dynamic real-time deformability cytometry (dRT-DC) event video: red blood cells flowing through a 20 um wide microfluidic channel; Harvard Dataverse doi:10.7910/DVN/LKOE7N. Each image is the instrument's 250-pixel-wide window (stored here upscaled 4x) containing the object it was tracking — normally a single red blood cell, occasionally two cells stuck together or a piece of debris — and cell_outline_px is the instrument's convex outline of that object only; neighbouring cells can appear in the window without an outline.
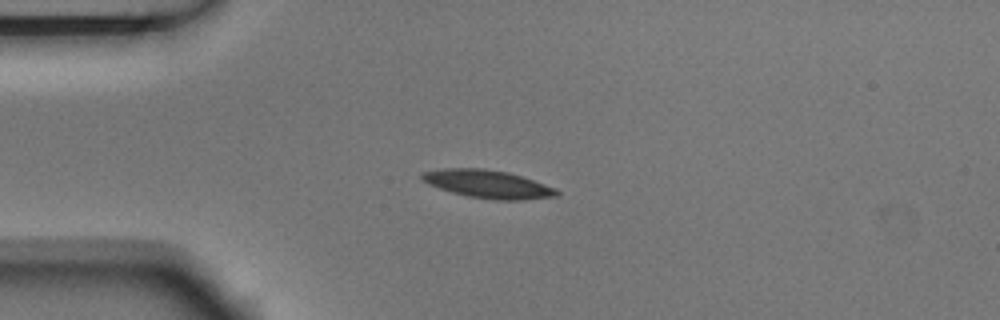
{"species": "Egyptian fruit bat (a non-hibernating species)", "species_latin": "Rousettus aegyptiacus", "temperature_condition": "room temperature", "stored_images_in_passage": 8, "camera_frame_rate_fps": 3000, "um_per_image_px": 0.085, "animal": {"sex": "male"}, "frame": {"image": 1, "passage_image": 4, "time_ms": 1.0, "image_size_px": [1000, 320], "cell_outline_px": [[560, 196], [524, 200], [496, 200], [468, 196], [452, 192], [428, 184], [420, 180], [420, 172], [444, 168], [484, 168], [508, 172], [556, 188], [560, 192]], "centroid_in_image_um": [41.46, 15.64], "position_along_channel_um": 43.5, "area_um2": 22.14}}
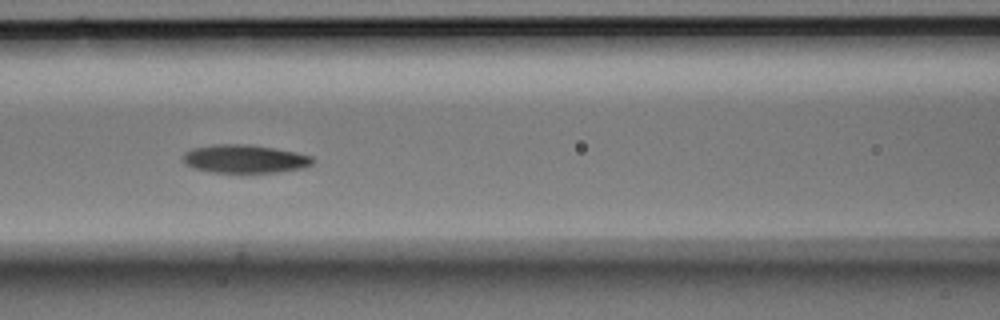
{"frame": {"image": 2, "passage_image": 7, "time_ms": 2.0, "image_size_px": [1000, 320], "cell_outline_px": [[316, 160], [312, 164], [304, 168], [276, 172], [212, 172], [192, 168], [184, 164], [184, 152], [192, 148], [212, 144], [248, 144], [276, 148], [296, 152], [312, 156]], "centroid_in_image_um": [20.81, 13.49], "position_along_channel_um": 145.8, "area_um2": 21.56}}
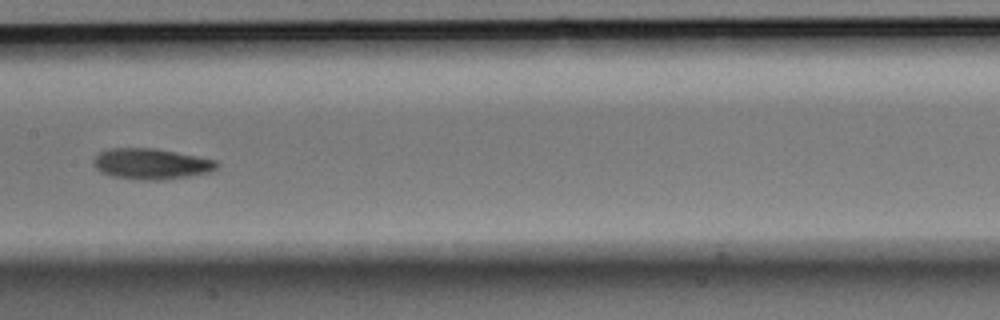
{"frame": {"image": 3, "passage_image": 8, "time_ms": 2.333, "image_size_px": [1000, 320], "cell_outline_px": [[220, 164], [216, 168], [208, 172], [188, 176], [164, 180], [144, 180], [112, 176], [100, 172], [92, 164], [92, 160], [100, 152], [108, 148], [156, 148], [216, 160]], "centroid_in_image_um": [12.82, 13.92], "position_along_channel_um": 194.6, "area_um2": 22.14}}